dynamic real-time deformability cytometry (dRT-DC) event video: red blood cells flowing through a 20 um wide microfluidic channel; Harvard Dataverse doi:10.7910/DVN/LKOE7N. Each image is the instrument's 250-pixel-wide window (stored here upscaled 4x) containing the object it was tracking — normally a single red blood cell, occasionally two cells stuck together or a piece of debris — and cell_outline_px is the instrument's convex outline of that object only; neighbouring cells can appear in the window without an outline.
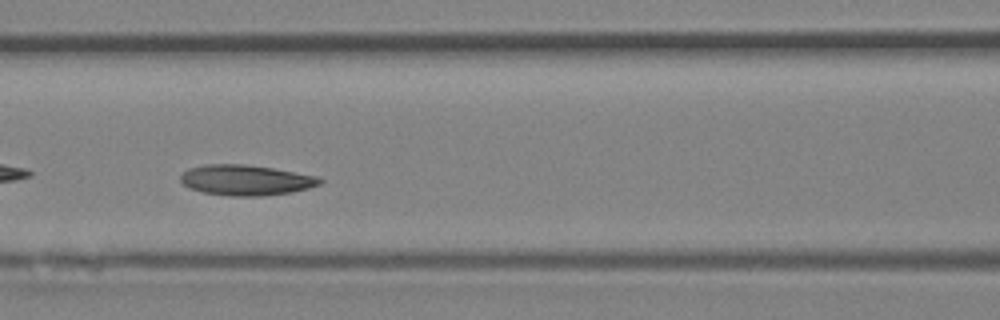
{"species": "Egyptian fruit bat (a non-hibernating species)", "species_latin": "Rousettus aegyptiacus", "temperature_condition": "room temperature", "stored_images_in_passage": 33, "camera_frame_rate_fps": 3000, "um_per_image_px": 0.085, "animal": {"sex": "female"}, "frame": {"image": 1, "passage_image": 10, "time_ms": 3.0, "image_size_px": [1000, 320], "cell_outline_px": [[324, 180], [320, 184], [308, 188], [292, 192], [264, 196], [232, 196], [200, 192], [184, 184], [180, 180], [180, 176], [188, 168], [208, 164], [244, 164], [272, 168], [316, 176]], "centroid_in_image_um": [20.9, 15.31], "position_along_channel_um": 145.7, "area_um2": 24.62}}